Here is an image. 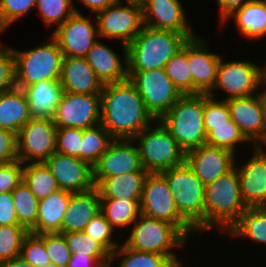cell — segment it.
Returning <instances> with one entry per match:
<instances>
[{
  "mask_svg": "<svg viewBox=\"0 0 266 267\" xmlns=\"http://www.w3.org/2000/svg\"><path fill=\"white\" fill-rule=\"evenodd\" d=\"M101 122L113 139H133L156 121L146 110L136 87L128 80L104 84Z\"/></svg>",
  "mask_w": 266,
  "mask_h": 267,
  "instance_id": "1",
  "label": "cell"
},
{
  "mask_svg": "<svg viewBox=\"0 0 266 267\" xmlns=\"http://www.w3.org/2000/svg\"><path fill=\"white\" fill-rule=\"evenodd\" d=\"M240 196L239 175L235 166L205 186L204 232L213 229L227 233L246 209Z\"/></svg>",
  "mask_w": 266,
  "mask_h": 267,
  "instance_id": "2",
  "label": "cell"
},
{
  "mask_svg": "<svg viewBox=\"0 0 266 267\" xmlns=\"http://www.w3.org/2000/svg\"><path fill=\"white\" fill-rule=\"evenodd\" d=\"M187 40L183 34L144 25L127 45L128 72L164 68Z\"/></svg>",
  "mask_w": 266,
  "mask_h": 267,
  "instance_id": "3",
  "label": "cell"
},
{
  "mask_svg": "<svg viewBox=\"0 0 266 267\" xmlns=\"http://www.w3.org/2000/svg\"><path fill=\"white\" fill-rule=\"evenodd\" d=\"M203 111L204 94H185L159 119L185 153L206 144Z\"/></svg>",
  "mask_w": 266,
  "mask_h": 267,
  "instance_id": "4",
  "label": "cell"
},
{
  "mask_svg": "<svg viewBox=\"0 0 266 267\" xmlns=\"http://www.w3.org/2000/svg\"><path fill=\"white\" fill-rule=\"evenodd\" d=\"M168 182L179 214L195 229L204 232L205 185L186 161L161 172Z\"/></svg>",
  "mask_w": 266,
  "mask_h": 267,
  "instance_id": "5",
  "label": "cell"
},
{
  "mask_svg": "<svg viewBox=\"0 0 266 267\" xmlns=\"http://www.w3.org/2000/svg\"><path fill=\"white\" fill-rule=\"evenodd\" d=\"M15 87L23 89L44 80H59L63 53L50 36L49 43L29 50L13 49Z\"/></svg>",
  "mask_w": 266,
  "mask_h": 267,
  "instance_id": "6",
  "label": "cell"
},
{
  "mask_svg": "<svg viewBox=\"0 0 266 267\" xmlns=\"http://www.w3.org/2000/svg\"><path fill=\"white\" fill-rule=\"evenodd\" d=\"M156 122L155 128L150 125L132 139L137 143L142 166L148 173H161L184 163L186 158L170 132L159 120Z\"/></svg>",
  "mask_w": 266,
  "mask_h": 267,
  "instance_id": "7",
  "label": "cell"
},
{
  "mask_svg": "<svg viewBox=\"0 0 266 267\" xmlns=\"http://www.w3.org/2000/svg\"><path fill=\"white\" fill-rule=\"evenodd\" d=\"M124 244L131 249L157 253L178 261L171 249L185 245L187 237L174 225L160 219L140 215Z\"/></svg>",
  "mask_w": 266,
  "mask_h": 267,
  "instance_id": "8",
  "label": "cell"
},
{
  "mask_svg": "<svg viewBox=\"0 0 266 267\" xmlns=\"http://www.w3.org/2000/svg\"><path fill=\"white\" fill-rule=\"evenodd\" d=\"M142 215L174 224L187 238L195 229L179 214L166 178L161 173H148L140 202Z\"/></svg>",
  "mask_w": 266,
  "mask_h": 267,
  "instance_id": "9",
  "label": "cell"
},
{
  "mask_svg": "<svg viewBox=\"0 0 266 267\" xmlns=\"http://www.w3.org/2000/svg\"><path fill=\"white\" fill-rule=\"evenodd\" d=\"M125 1L126 5L117 0L95 13L99 37L121 39V47H127L144 26L141 1Z\"/></svg>",
  "mask_w": 266,
  "mask_h": 267,
  "instance_id": "10",
  "label": "cell"
},
{
  "mask_svg": "<svg viewBox=\"0 0 266 267\" xmlns=\"http://www.w3.org/2000/svg\"><path fill=\"white\" fill-rule=\"evenodd\" d=\"M128 79L136 87L146 110L155 120L166 114L182 96L164 68L128 72Z\"/></svg>",
  "mask_w": 266,
  "mask_h": 267,
  "instance_id": "11",
  "label": "cell"
},
{
  "mask_svg": "<svg viewBox=\"0 0 266 267\" xmlns=\"http://www.w3.org/2000/svg\"><path fill=\"white\" fill-rule=\"evenodd\" d=\"M260 67L245 60L224 63L221 57L215 84L208 95L214 98L213 90L220 88L228 94L223 100L254 95L264 85L263 67Z\"/></svg>",
  "mask_w": 266,
  "mask_h": 267,
  "instance_id": "12",
  "label": "cell"
},
{
  "mask_svg": "<svg viewBox=\"0 0 266 267\" xmlns=\"http://www.w3.org/2000/svg\"><path fill=\"white\" fill-rule=\"evenodd\" d=\"M57 127L53 119H30L17 134L18 160L45 162L56 152Z\"/></svg>",
  "mask_w": 266,
  "mask_h": 267,
  "instance_id": "13",
  "label": "cell"
},
{
  "mask_svg": "<svg viewBox=\"0 0 266 267\" xmlns=\"http://www.w3.org/2000/svg\"><path fill=\"white\" fill-rule=\"evenodd\" d=\"M101 108V95L64 91L53 121L57 128H90L100 124Z\"/></svg>",
  "mask_w": 266,
  "mask_h": 267,
  "instance_id": "14",
  "label": "cell"
},
{
  "mask_svg": "<svg viewBox=\"0 0 266 267\" xmlns=\"http://www.w3.org/2000/svg\"><path fill=\"white\" fill-rule=\"evenodd\" d=\"M231 120L241 134L254 146H259L266 137V105L262 91L247 97L225 100Z\"/></svg>",
  "mask_w": 266,
  "mask_h": 267,
  "instance_id": "15",
  "label": "cell"
},
{
  "mask_svg": "<svg viewBox=\"0 0 266 267\" xmlns=\"http://www.w3.org/2000/svg\"><path fill=\"white\" fill-rule=\"evenodd\" d=\"M90 19L89 16H82L81 12H75L53 31L51 36L57 41L64 57L85 58L97 41V25L94 26Z\"/></svg>",
  "mask_w": 266,
  "mask_h": 267,
  "instance_id": "16",
  "label": "cell"
},
{
  "mask_svg": "<svg viewBox=\"0 0 266 267\" xmlns=\"http://www.w3.org/2000/svg\"><path fill=\"white\" fill-rule=\"evenodd\" d=\"M44 163L61 190L77 193L95 187L93 167L78 157L55 152Z\"/></svg>",
  "mask_w": 266,
  "mask_h": 267,
  "instance_id": "17",
  "label": "cell"
},
{
  "mask_svg": "<svg viewBox=\"0 0 266 267\" xmlns=\"http://www.w3.org/2000/svg\"><path fill=\"white\" fill-rule=\"evenodd\" d=\"M144 170L137 145L132 139H114L93 166V178H107Z\"/></svg>",
  "mask_w": 266,
  "mask_h": 267,
  "instance_id": "18",
  "label": "cell"
},
{
  "mask_svg": "<svg viewBox=\"0 0 266 267\" xmlns=\"http://www.w3.org/2000/svg\"><path fill=\"white\" fill-rule=\"evenodd\" d=\"M145 26L183 34L187 39L196 35L186 20L180 0H141Z\"/></svg>",
  "mask_w": 266,
  "mask_h": 267,
  "instance_id": "19",
  "label": "cell"
},
{
  "mask_svg": "<svg viewBox=\"0 0 266 267\" xmlns=\"http://www.w3.org/2000/svg\"><path fill=\"white\" fill-rule=\"evenodd\" d=\"M233 151L204 144L186 152V163L206 186L231 170L237 163Z\"/></svg>",
  "mask_w": 266,
  "mask_h": 267,
  "instance_id": "20",
  "label": "cell"
},
{
  "mask_svg": "<svg viewBox=\"0 0 266 267\" xmlns=\"http://www.w3.org/2000/svg\"><path fill=\"white\" fill-rule=\"evenodd\" d=\"M253 155L236 168L240 196L246 207H266V149L254 146Z\"/></svg>",
  "mask_w": 266,
  "mask_h": 267,
  "instance_id": "21",
  "label": "cell"
},
{
  "mask_svg": "<svg viewBox=\"0 0 266 267\" xmlns=\"http://www.w3.org/2000/svg\"><path fill=\"white\" fill-rule=\"evenodd\" d=\"M206 44L207 41L198 35L188 39V66L192 74V94H208L216 81L221 56L209 52Z\"/></svg>",
  "mask_w": 266,
  "mask_h": 267,
  "instance_id": "22",
  "label": "cell"
},
{
  "mask_svg": "<svg viewBox=\"0 0 266 267\" xmlns=\"http://www.w3.org/2000/svg\"><path fill=\"white\" fill-rule=\"evenodd\" d=\"M122 50L123 57L99 40L89 49L85 58L103 85L128 80L127 47Z\"/></svg>",
  "mask_w": 266,
  "mask_h": 267,
  "instance_id": "23",
  "label": "cell"
},
{
  "mask_svg": "<svg viewBox=\"0 0 266 267\" xmlns=\"http://www.w3.org/2000/svg\"><path fill=\"white\" fill-rule=\"evenodd\" d=\"M59 80L69 93L100 95L103 88L86 58L81 57L63 58Z\"/></svg>",
  "mask_w": 266,
  "mask_h": 267,
  "instance_id": "24",
  "label": "cell"
},
{
  "mask_svg": "<svg viewBox=\"0 0 266 267\" xmlns=\"http://www.w3.org/2000/svg\"><path fill=\"white\" fill-rule=\"evenodd\" d=\"M99 212L100 195L96 187L85 192L72 193L59 233L84 231Z\"/></svg>",
  "mask_w": 266,
  "mask_h": 267,
  "instance_id": "25",
  "label": "cell"
},
{
  "mask_svg": "<svg viewBox=\"0 0 266 267\" xmlns=\"http://www.w3.org/2000/svg\"><path fill=\"white\" fill-rule=\"evenodd\" d=\"M26 95L32 119H53L64 89L60 80H44L22 89Z\"/></svg>",
  "mask_w": 266,
  "mask_h": 267,
  "instance_id": "26",
  "label": "cell"
},
{
  "mask_svg": "<svg viewBox=\"0 0 266 267\" xmlns=\"http://www.w3.org/2000/svg\"><path fill=\"white\" fill-rule=\"evenodd\" d=\"M71 194V192L59 189L40 199L37 222L29 232L37 235L59 233Z\"/></svg>",
  "mask_w": 266,
  "mask_h": 267,
  "instance_id": "27",
  "label": "cell"
},
{
  "mask_svg": "<svg viewBox=\"0 0 266 267\" xmlns=\"http://www.w3.org/2000/svg\"><path fill=\"white\" fill-rule=\"evenodd\" d=\"M148 172H131L107 178H93L100 198L141 200Z\"/></svg>",
  "mask_w": 266,
  "mask_h": 267,
  "instance_id": "28",
  "label": "cell"
},
{
  "mask_svg": "<svg viewBox=\"0 0 266 267\" xmlns=\"http://www.w3.org/2000/svg\"><path fill=\"white\" fill-rule=\"evenodd\" d=\"M30 119L28 101L22 89L14 86L0 93V129L18 134Z\"/></svg>",
  "mask_w": 266,
  "mask_h": 267,
  "instance_id": "29",
  "label": "cell"
},
{
  "mask_svg": "<svg viewBox=\"0 0 266 267\" xmlns=\"http://www.w3.org/2000/svg\"><path fill=\"white\" fill-rule=\"evenodd\" d=\"M233 16L239 34L246 39L255 41L266 37V0L248 1L229 15L221 26Z\"/></svg>",
  "mask_w": 266,
  "mask_h": 267,
  "instance_id": "30",
  "label": "cell"
},
{
  "mask_svg": "<svg viewBox=\"0 0 266 267\" xmlns=\"http://www.w3.org/2000/svg\"><path fill=\"white\" fill-rule=\"evenodd\" d=\"M141 200H121L115 198H100V212L116 230L126 228L141 215Z\"/></svg>",
  "mask_w": 266,
  "mask_h": 267,
  "instance_id": "31",
  "label": "cell"
},
{
  "mask_svg": "<svg viewBox=\"0 0 266 267\" xmlns=\"http://www.w3.org/2000/svg\"><path fill=\"white\" fill-rule=\"evenodd\" d=\"M232 237L244 236L255 243H266V207H248L238 222L227 232Z\"/></svg>",
  "mask_w": 266,
  "mask_h": 267,
  "instance_id": "32",
  "label": "cell"
},
{
  "mask_svg": "<svg viewBox=\"0 0 266 267\" xmlns=\"http://www.w3.org/2000/svg\"><path fill=\"white\" fill-rule=\"evenodd\" d=\"M22 181L38 200L59 190L54 176L44 162L24 163Z\"/></svg>",
  "mask_w": 266,
  "mask_h": 267,
  "instance_id": "33",
  "label": "cell"
},
{
  "mask_svg": "<svg viewBox=\"0 0 266 267\" xmlns=\"http://www.w3.org/2000/svg\"><path fill=\"white\" fill-rule=\"evenodd\" d=\"M113 140L101 124L83 129L80 160L93 167Z\"/></svg>",
  "mask_w": 266,
  "mask_h": 267,
  "instance_id": "34",
  "label": "cell"
},
{
  "mask_svg": "<svg viewBox=\"0 0 266 267\" xmlns=\"http://www.w3.org/2000/svg\"><path fill=\"white\" fill-rule=\"evenodd\" d=\"M118 256L123 257L116 267H169L173 263L165 255L134 250L128 248L124 243L111 254L110 263L115 261L114 259Z\"/></svg>",
  "mask_w": 266,
  "mask_h": 267,
  "instance_id": "35",
  "label": "cell"
},
{
  "mask_svg": "<svg viewBox=\"0 0 266 267\" xmlns=\"http://www.w3.org/2000/svg\"><path fill=\"white\" fill-rule=\"evenodd\" d=\"M164 69L182 95L192 94V74L188 66V40L167 61Z\"/></svg>",
  "mask_w": 266,
  "mask_h": 267,
  "instance_id": "36",
  "label": "cell"
},
{
  "mask_svg": "<svg viewBox=\"0 0 266 267\" xmlns=\"http://www.w3.org/2000/svg\"><path fill=\"white\" fill-rule=\"evenodd\" d=\"M12 198L19 223L29 231L37 222L39 200L23 181L12 191Z\"/></svg>",
  "mask_w": 266,
  "mask_h": 267,
  "instance_id": "37",
  "label": "cell"
},
{
  "mask_svg": "<svg viewBox=\"0 0 266 267\" xmlns=\"http://www.w3.org/2000/svg\"><path fill=\"white\" fill-rule=\"evenodd\" d=\"M63 235L71 254L90 255L101 265L110 263L111 253L84 231L63 233Z\"/></svg>",
  "mask_w": 266,
  "mask_h": 267,
  "instance_id": "38",
  "label": "cell"
},
{
  "mask_svg": "<svg viewBox=\"0 0 266 267\" xmlns=\"http://www.w3.org/2000/svg\"><path fill=\"white\" fill-rule=\"evenodd\" d=\"M73 0H36V8L44 24L51 26L63 24L72 14L79 12Z\"/></svg>",
  "mask_w": 266,
  "mask_h": 267,
  "instance_id": "39",
  "label": "cell"
},
{
  "mask_svg": "<svg viewBox=\"0 0 266 267\" xmlns=\"http://www.w3.org/2000/svg\"><path fill=\"white\" fill-rule=\"evenodd\" d=\"M29 231L23 225L0 226V260L2 262L20 256L22 242Z\"/></svg>",
  "mask_w": 266,
  "mask_h": 267,
  "instance_id": "40",
  "label": "cell"
},
{
  "mask_svg": "<svg viewBox=\"0 0 266 267\" xmlns=\"http://www.w3.org/2000/svg\"><path fill=\"white\" fill-rule=\"evenodd\" d=\"M244 142L247 143V140L232 120H230V125L212 126L206 138V144L222 147L234 153L236 145Z\"/></svg>",
  "mask_w": 266,
  "mask_h": 267,
  "instance_id": "41",
  "label": "cell"
},
{
  "mask_svg": "<svg viewBox=\"0 0 266 267\" xmlns=\"http://www.w3.org/2000/svg\"><path fill=\"white\" fill-rule=\"evenodd\" d=\"M204 128L206 134L212 130V126L230 125V112L226 101L213 98L204 94Z\"/></svg>",
  "mask_w": 266,
  "mask_h": 267,
  "instance_id": "42",
  "label": "cell"
},
{
  "mask_svg": "<svg viewBox=\"0 0 266 267\" xmlns=\"http://www.w3.org/2000/svg\"><path fill=\"white\" fill-rule=\"evenodd\" d=\"M84 232L101 243L111 254L119 246V242L113 241L115 229L101 212L87 224Z\"/></svg>",
  "mask_w": 266,
  "mask_h": 267,
  "instance_id": "43",
  "label": "cell"
},
{
  "mask_svg": "<svg viewBox=\"0 0 266 267\" xmlns=\"http://www.w3.org/2000/svg\"><path fill=\"white\" fill-rule=\"evenodd\" d=\"M20 256L33 267H44L51 263L44 241L30 232L23 239Z\"/></svg>",
  "mask_w": 266,
  "mask_h": 267,
  "instance_id": "44",
  "label": "cell"
},
{
  "mask_svg": "<svg viewBox=\"0 0 266 267\" xmlns=\"http://www.w3.org/2000/svg\"><path fill=\"white\" fill-rule=\"evenodd\" d=\"M38 236L45 243L51 263L60 267H67L72 254L67 246L65 236L60 233H44Z\"/></svg>",
  "mask_w": 266,
  "mask_h": 267,
  "instance_id": "45",
  "label": "cell"
},
{
  "mask_svg": "<svg viewBox=\"0 0 266 267\" xmlns=\"http://www.w3.org/2000/svg\"><path fill=\"white\" fill-rule=\"evenodd\" d=\"M36 5V0H0V33Z\"/></svg>",
  "mask_w": 266,
  "mask_h": 267,
  "instance_id": "46",
  "label": "cell"
},
{
  "mask_svg": "<svg viewBox=\"0 0 266 267\" xmlns=\"http://www.w3.org/2000/svg\"><path fill=\"white\" fill-rule=\"evenodd\" d=\"M83 129L78 128H57L56 131V152L80 159L81 142Z\"/></svg>",
  "mask_w": 266,
  "mask_h": 267,
  "instance_id": "47",
  "label": "cell"
},
{
  "mask_svg": "<svg viewBox=\"0 0 266 267\" xmlns=\"http://www.w3.org/2000/svg\"><path fill=\"white\" fill-rule=\"evenodd\" d=\"M23 163L20 160L0 164V193L12 192L22 181Z\"/></svg>",
  "mask_w": 266,
  "mask_h": 267,
  "instance_id": "48",
  "label": "cell"
},
{
  "mask_svg": "<svg viewBox=\"0 0 266 267\" xmlns=\"http://www.w3.org/2000/svg\"><path fill=\"white\" fill-rule=\"evenodd\" d=\"M0 47V93L15 86L14 56L12 48Z\"/></svg>",
  "mask_w": 266,
  "mask_h": 267,
  "instance_id": "49",
  "label": "cell"
},
{
  "mask_svg": "<svg viewBox=\"0 0 266 267\" xmlns=\"http://www.w3.org/2000/svg\"><path fill=\"white\" fill-rule=\"evenodd\" d=\"M16 160H18L17 134L0 129V164H8Z\"/></svg>",
  "mask_w": 266,
  "mask_h": 267,
  "instance_id": "50",
  "label": "cell"
},
{
  "mask_svg": "<svg viewBox=\"0 0 266 267\" xmlns=\"http://www.w3.org/2000/svg\"><path fill=\"white\" fill-rule=\"evenodd\" d=\"M21 225L14 208L12 192L0 193V226Z\"/></svg>",
  "mask_w": 266,
  "mask_h": 267,
  "instance_id": "51",
  "label": "cell"
},
{
  "mask_svg": "<svg viewBox=\"0 0 266 267\" xmlns=\"http://www.w3.org/2000/svg\"><path fill=\"white\" fill-rule=\"evenodd\" d=\"M250 0H217L219 8L220 23L222 24L236 9Z\"/></svg>",
  "mask_w": 266,
  "mask_h": 267,
  "instance_id": "52",
  "label": "cell"
},
{
  "mask_svg": "<svg viewBox=\"0 0 266 267\" xmlns=\"http://www.w3.org/2000/svg\"><path fill=\"white\" fill-rule=\"evenodd\" d=\"M102 265L90 255L72 254L67 267H101Z\"/></svg>",
  "mask_w": 266,
  "mask_h": 267,
  "instance_id": "53",
  "label": "cell"
},
{
  "mask_svg": "<svg viewBox=\"0 0 266 267\" xmlns=\"http://www.w3.org/2000/svg\"><path fill=\"white\" fill-rule=\"evenodd\" d=\"M93 13H97L116 2L117 0H79Z\"/></svg>",
  "mask_w": 266,
  "mask_h": 267,
  "instance_id": "54",
  "label": "cell"
},
{
  "mask_svg": "<svg viewBox=\"0 0 266 267\" xmlns=\"http://www.w3.org/2000/svg\"><path fill=\"white\" fill-rule=\"evenodd\" d=\"M0 267H33L29 262L24 260L21 256L4 261Z\"/></svg>",
  "mask_w": 266,
  "mask_h": 267,
  "instance_id": "55",
  "label": "cell"
},
{
  "mask_svg": "<svg viewBox=\"0 0 266 267\" xmlns=\"http://www.w3.org/2000/svg\"><path fill=\"white\" fill-rule=\"evenodd\" d=\"M183 262L175 261L173 262L169 267H182L183 265H181Z\"/></svg>",
  "mask_w": 266,
  "mask_h": 267,
  "instance_id": "56",
  "label": "cell"
},
{
  "mask_svg": "<svg viewBox=\"0 0 266 267\" xmlns=\"http://www.w3.org/2000/svg\"><path fill=\"white\" fill-rule=\"evenodd\" d=\"M263 75H264V83H263L264 85L263 86H265L266 85V62L263 66Z\"/></svg>",
  "mask_w": 266,
  "mask_h": 267,
  "instance_id": "57",
  "label": "cell"
},
{
  "mask_svg": "<svg viewBox=\"0 0 266 267\" xmlns=\"http://www.w3.org/2000/svg\"><path fill=\"white\" fill-rule=\"evenodd\" d=\"M262 94H263V98H264L265 105H266V87H265V89L262 91Z\"/></svg>",
  "mask_w": 266,
  "mask_h": 267,
  "instance_id": "58",
  "label": "cell"
},
{
  "mask_svg": "<svg viewBox=\"0 0 266 267\" xmlns=\"http://www.w3.org/2000/svg\"><path fill=\"white\" fill-rule=\"evenodd\" d=\"M44 267H60V266L53 264V263H49L48 265H46Z\"/></svg>",
  "mask_w": 266,
  "mask_h": 267,
  "instance_id": "59",
  "label": "cell"
},
{
  "mask_svg": "<svg viewBox=\"0 0 266 267\" xmlns=\"http://www.w3.org/2000/svg\"><path fill=\"white\" fill-rule=\"evenodd\" d=\"M112 265H113L112 263H108V264L102 265L101 267H113Z\"/></svg>",
  "mask_w": 266,
  "mask_h": 267,
  "instance_id": "60",
  "label": "cell"
},
{
  "mask_svg": "<svg viewBox=\"0 0 266 267\" xmlns=\"http://www.w3.org/2000/svg\"><path fill=\"white\" fill-rule=\"evenodd\" d=\"M263 143H264V145L266 144V137H265L264 140L261 142V144L259 145V147H262Z\"/></svg>",
  "mask_w": 266,
  "mask_h": 267,
  "instance_id": "61",
  "label": "cell"
}]
</instances>
